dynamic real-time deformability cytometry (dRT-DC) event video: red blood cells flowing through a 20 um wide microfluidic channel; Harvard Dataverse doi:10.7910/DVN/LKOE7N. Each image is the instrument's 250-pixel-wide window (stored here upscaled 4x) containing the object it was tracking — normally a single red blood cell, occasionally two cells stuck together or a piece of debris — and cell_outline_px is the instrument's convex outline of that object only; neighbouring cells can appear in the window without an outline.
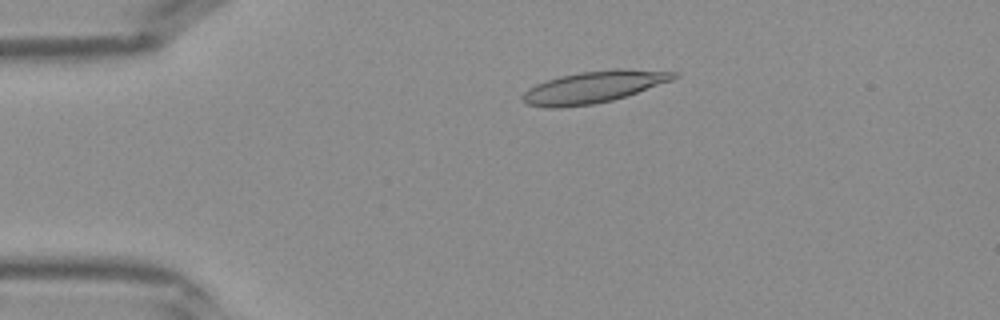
{"species": "Egyptian fruit bat (a non-hibernating species)", "species_latin": "Rousettus aegyptiacus", "temperature_condition": "warm", "stored_images_in_passage": 42, "camera_frame_rate_fps": 3000, "um_per_image_px": 0.085, "frame": {"image": 1, "passage_image": 9, "time_ms": 2.667, "image_size_px": [1000, 320], "cell_outline_px": [[680, 76], [672, 80], [612, 100], [592, 104], [560, 108], [544, 108], [528, 104], [520, 100], [520, 96], [528, 88], [536, 84], [560, 76], [580, 72], [616, 68], [624, 68], [680, 72]], "centroid_in_image_um": [50.44, 7.39], "position_along_channel_um": 34.6, "area_um2": 28.09}}
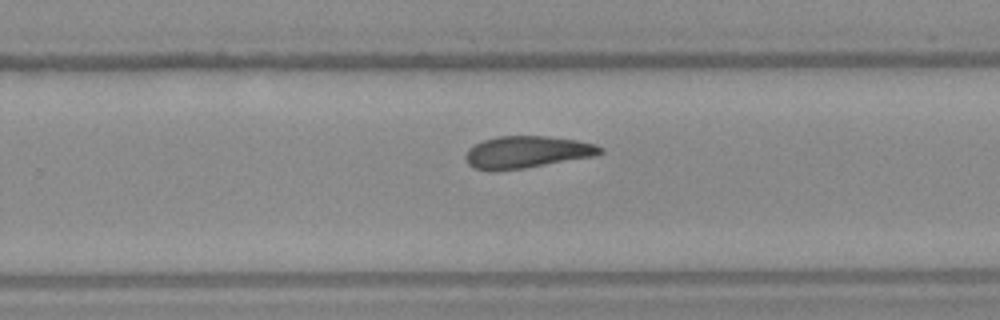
{"frame": {"image": 2, "passage_image": 27, "time_ms": 8.667, "image_size_px": [1000, 320], "cell_outline_px": [[604, 152], [592, 156], [524, 168], [496, 172], [488, 172], [472, 168], [468, 164], [464, 156], [468, 148], [484, 140], [496, 136], [548, 136], [576, 140], [596, 144], [604, 148]], "centroid_in_image_um": [44.72, 12.94], "position_along_channel_um": 285.1, "area_um2": 25.37}}
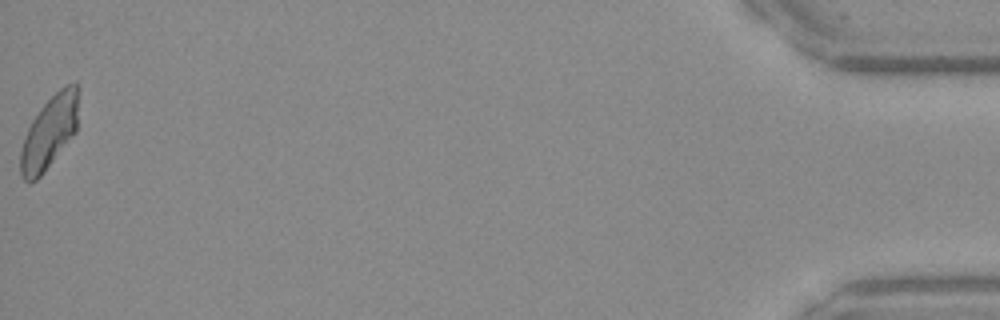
{"frame": {"image": 3, "passage_image": 42, "time_ms": 13.667, "image_size_px": [1000, 320], "cell_outline_px": [[76, 132], [44, 172], [36, 180], [28, 184], [20, 176], [20, 152], [28, 128], [32, 120], [40, 108], [60, 88], [76, 80]], "centroid_in_image_um": [4.15, 11.3], "position_along_channel_um": 431.0, "area_um2": 24.1}}